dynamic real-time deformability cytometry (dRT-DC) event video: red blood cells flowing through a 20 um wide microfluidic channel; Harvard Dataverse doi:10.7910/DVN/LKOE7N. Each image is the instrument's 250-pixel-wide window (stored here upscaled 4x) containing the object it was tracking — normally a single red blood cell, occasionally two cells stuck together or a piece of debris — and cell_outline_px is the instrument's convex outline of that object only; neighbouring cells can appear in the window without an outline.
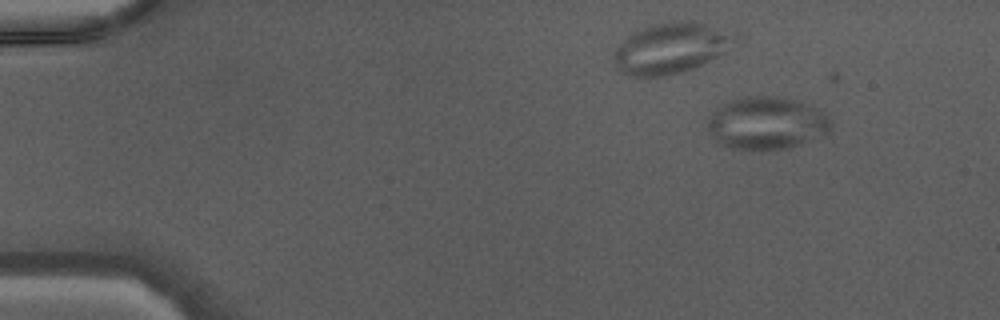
{"species": "Egyptian fruit bat (a non-hibernating species)", "species_latin": "Rousettus aegyptiacus", "temperature_condition": "warm", "stored_images_in_passage": 41, "camera_frame_rate_fps": 3000, "um_per_image_px": 0.085, "animal": {"sex": "male"}, "frame": {"image": 1, "passage_image": 1, "time_ms": 0.0, "image_size_px": [1000, 320], "cell_outline_px": [[832, 128], [824, 136], [788, 148], [732, 148], [716, 144], [708, 132], [708, 120], [716, 104], [748, 96], [776, 96], [800, 100], [828, 112]], "centroid_in_image_um": [65.18, 10.43], "position_along_channel_um": 19.8, "area_um2": 38.38}}